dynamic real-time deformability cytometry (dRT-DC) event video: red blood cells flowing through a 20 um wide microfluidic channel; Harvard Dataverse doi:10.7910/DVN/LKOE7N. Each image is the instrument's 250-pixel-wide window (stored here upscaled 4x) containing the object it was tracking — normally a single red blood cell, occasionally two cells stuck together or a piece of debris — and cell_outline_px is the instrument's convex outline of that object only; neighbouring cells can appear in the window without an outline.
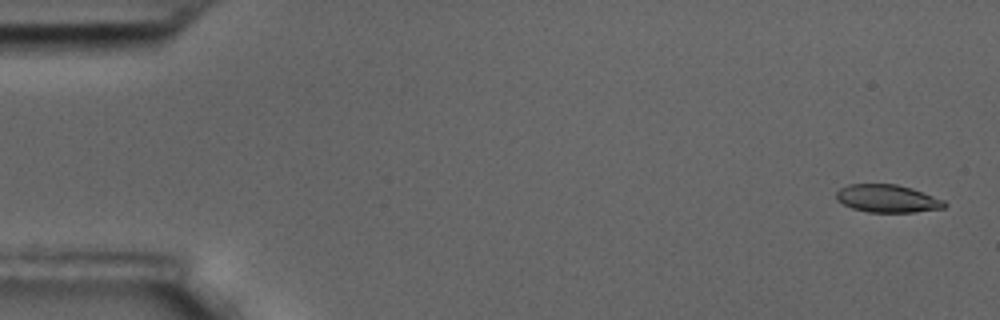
{"species": "common noctule bat (a hibernating species)", "species_latin": "Nyctalus noctula", "temperature_condition": "room temperature", "stored_images_in_passage": 58, "camera_frame_rate_fps": 3000, "um_per_image_px": 0.085, "animal": {"sex": "male", "body_mass_g": 17.5, "forearm_length_mm": 52.3}, "frame": {"image": 1, "passage_image": 2, "time_ms": 0.333, "image_size_px": [1000, 320], "cell_outline_px": [[948, 204], [944, 208], [916, 212], [868, 212], [852, 208], [836, 200], [836, 192], [840, 188], [848, 184], [896, 184], [912, 188], [944, 200]], "centroid_in_image_um": [75.43, 16.88], "position_along_channel_um": 9.6, "area_um2": 17.57}}
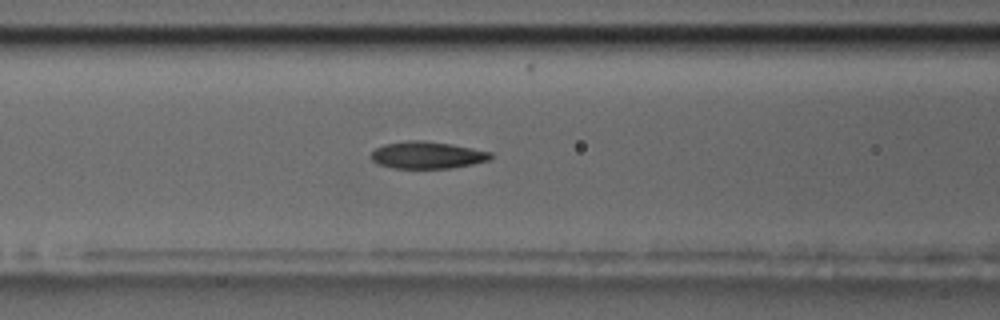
{"frame": {"image": 2, "passage_image": 24, "time_ms": 7.667, "image_size_px": [1000, 320], "cell_outline_px": [[492, 156], [488, 160], [472, 164], [452, 168], [392, 168], [380, 164], [372, 160], [372, 152], [376, 148], [384, 144], [408, 140], [424, 140], [452, 144], [492, 152]], "centroid_in_image_um": [36.32, 13.17], "position_along_channel_um": 130.3, "area_um2": 18.79}}
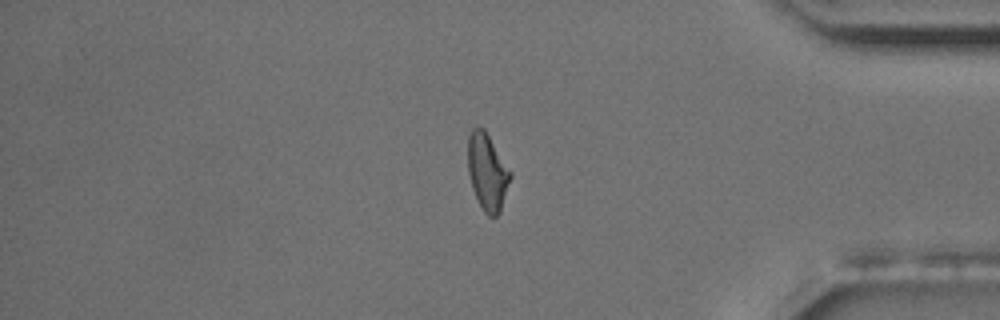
{"frame": {"image": 3, "passage_image": 49, "time_ms": 16.0, "image_size_px": [1000, 320], "cell_outline_px": [[512, 176], [500, 212], [496, 216], [488, 216], [484, 212], [472, 188], [468, 172], [468, 136], [472, 128], [484, 128], [512, 172]], "centroid_in_image_um": [41.43, 14.61], "position_along_channel_um": 393.8, "area_um2": 18.96}, "authors_computed_cell_mechanics": {"area_um2": 18.9873, "velocity_mm_per_s": 3.479, "shape_relaxation_time_tau1_ms": 4.0954, "shape_relaxation_time_tau2_ms": 3.8668, "deformation_change_tau1": 0.1499, "deformation_change_tau2": 0.1181}}